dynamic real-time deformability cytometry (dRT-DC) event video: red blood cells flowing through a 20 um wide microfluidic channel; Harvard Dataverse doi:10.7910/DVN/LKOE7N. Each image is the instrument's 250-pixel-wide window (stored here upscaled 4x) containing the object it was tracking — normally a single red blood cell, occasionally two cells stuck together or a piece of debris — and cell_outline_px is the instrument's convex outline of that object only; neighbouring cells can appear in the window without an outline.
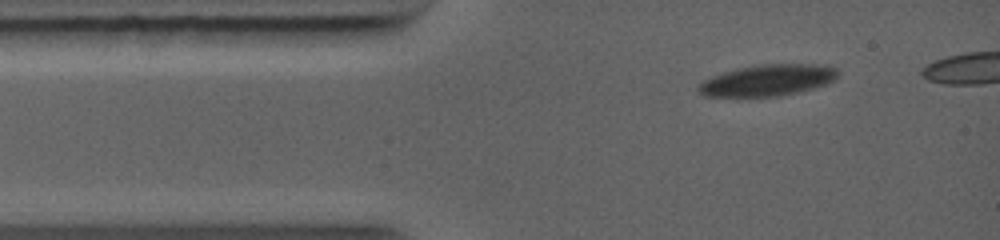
{"species": "common noctule bat (a hibernating species)", "species_latin": "Nyctalus noctula", "temperature_condition": "warm", "stored_images_in_passage": 7, "segment_of_instrument_passage": [1, 2], "camera_frame_rate_fps": 5000, "um_per_image_px": 0.085, "animal": {"sex": "female", "body_mass_g": 19.0, "forearm_length_mm": 56.7}, "frame": {"image": 1, "passage_image": 1, "time_ms": 0.0, "image_size_px": [1000, 240], "cell_outline_px": [[840, 72], [832, 80], [824, 84], [812, 88], [776, 96], [704, 96], [696, 88], [696, 84], [700, 80], [724, 72], [740, 68], [760, 64], [828, 64], [836, 68]], "centroid_in_image_um": [65.21, 6.8], "position_along_channel_um": 19.8, "area_um2": 25.32}}
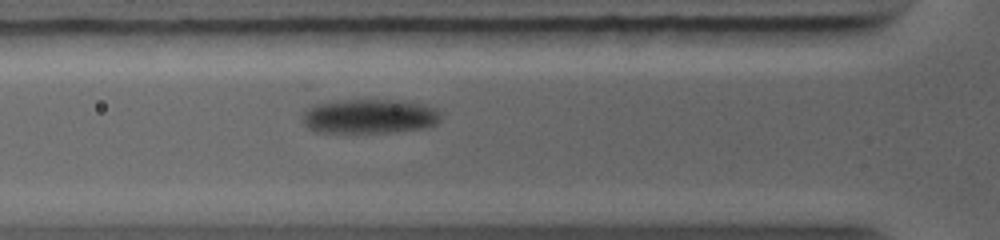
{"frame": {"image": 2, "passage_image": 6, "time_ms": 2.4, "image_size_px": [1000, 240], "cell_outline_px": [[440, 120], [436, 124], [420, 128], [392, 132], [316, 132], [308, 128], [304, 124], [304, 112], [312, 104], [340, 100], [396, 100], [420, 104], [432, 108], [440, 116]], "centroid_in_image_um": [31.33, 9.88], "position_along_channel_um": 94.5, "area_um2": 27.34}}